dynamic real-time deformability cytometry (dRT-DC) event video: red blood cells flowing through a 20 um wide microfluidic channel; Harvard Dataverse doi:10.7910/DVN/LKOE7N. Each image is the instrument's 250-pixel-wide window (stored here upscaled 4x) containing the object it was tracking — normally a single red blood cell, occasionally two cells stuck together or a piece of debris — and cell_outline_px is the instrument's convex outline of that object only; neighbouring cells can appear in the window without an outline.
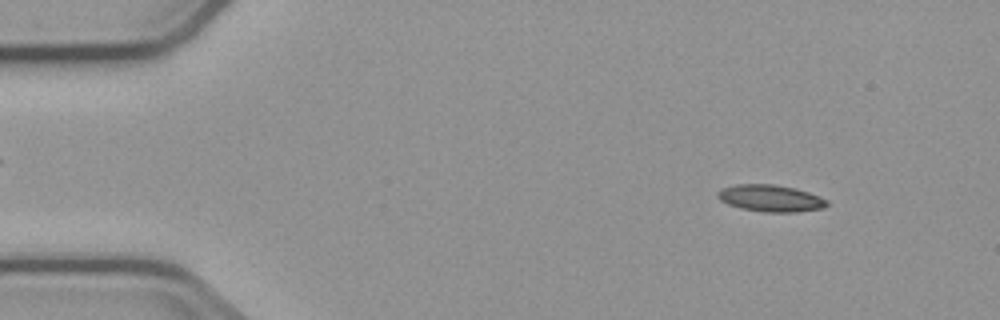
{"species": "common noctule bat (a hibernating species)", "species_latin": "Nyctalus noctula", "temperature_condition": "cold", "stored_images_in_passage": 6, "camera_frame_rate_fps": 3000, "um_per_image_px": 0.085, "animal": {"sex": "male", "body_mass_g": 23.1, "forearm_length_mm": 52.7}, "frame": {"image": 1, "passage_image": 1, "time_ms": 0.0, "image_size_px": [1000, 320], "cell_outline_px": [[828, 204], [824, 208], [796, 212], [764, 212], [740, 208], [728, 204], [720, 200], [716, 196], [716, 192], [720, 188], [736, 184], [772, 184], [796, 188], [820, 196], [828, 200]], "centroid_in_image_um": [65.48, 16.85], "position_along_channel_um": 19.5, "area_um2": 17.28}}
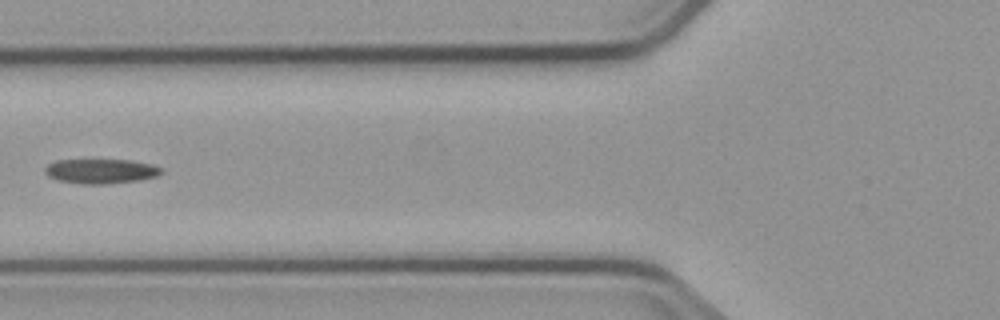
{"frame": {"image": 2, "passage_image": 5, "time_ms": 5.0, "image_size_px": [1000, 320], "cell_outline_px": [[164, 172], [156, 176], [140, 180], [104, 184], [84, 184], [60, 180], [48, 176], [44, 172], [44, 168], [48, 164], [56, 160], [128, 160], [152, 164], [160, 168]], "centroid_in_image_um": [8.57, 14.55], "position_along_channel_um": 117.2, "area_um2": 16.59}}
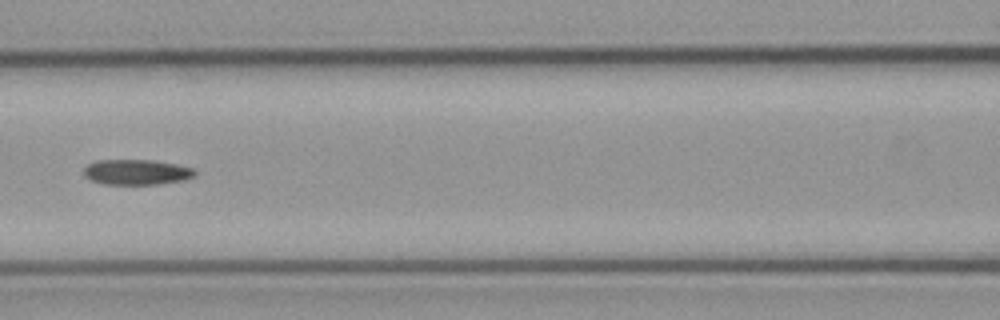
{"frame": {"image": 3, "passage_image": 6, "time_ms": 6.0, "image_size_px": [1000, 320], "cell_outline_px": [[196, 176], [184, 180], [160, 184], [104, 184], [88, 180], [84, 176], [84, 168], [88, 164], [96, 160], [152, 160], [176, 164], [192, 168], [196, 172]], "centroid_in_image_um": [11.59, 14.63], "position_along_channel_um": 155.0, "area_um2": 16.53}}